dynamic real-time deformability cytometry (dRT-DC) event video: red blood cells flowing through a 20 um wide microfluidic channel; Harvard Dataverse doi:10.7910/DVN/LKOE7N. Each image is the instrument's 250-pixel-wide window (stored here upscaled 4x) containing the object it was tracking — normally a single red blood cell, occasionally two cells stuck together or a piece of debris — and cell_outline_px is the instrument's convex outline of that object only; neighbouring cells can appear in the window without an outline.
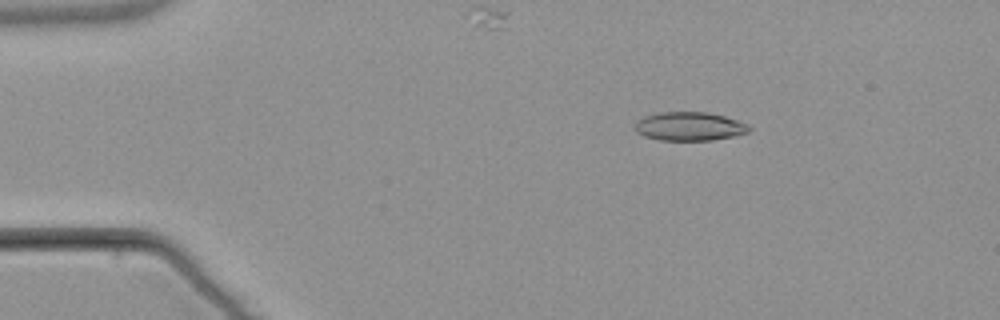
{"species": "common noctule bat (a hibernating species)", "species_latin": "Nyctalus noctula", "temperature_condition": "warm", "stored_images_in_passage": 4, "camera_frame_rate_fps": 3000, "um_per_image_px": 0.085, "animal": {"sex": "male", "body_mass_g": 21.5, "forearm_length_mm": 52.0}, "frame": {"image": 1, "passage_image": 2, "time_ms": 1.333, "image_size_px": [1000, 320], "cell_outline_px": [[752, 128], [748, 132], [736, 136], [712, 140], [660, 140], [644, 136], [636, 132], [636, 120], [644, 116], [660, 112], [708, 112], [724, 116], [748, 124]], "centroid_in_image_um": [58.62, 10.74], "position_along_channel_um": 26.4, "area_um2": 19.13}}
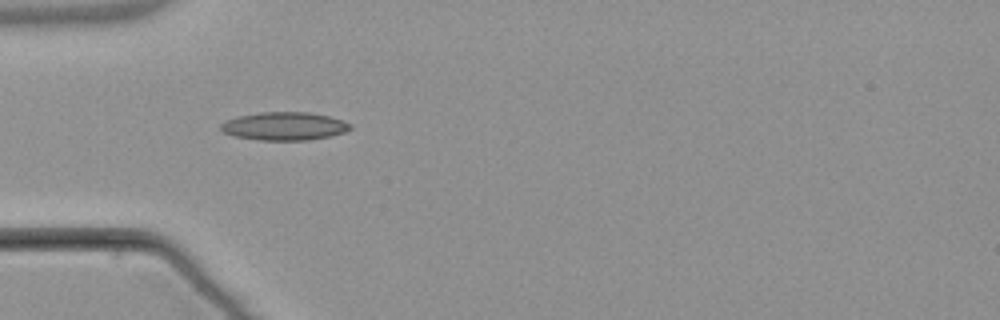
{"frame": {"image": 2, "passage_image": 4, "time_ms": 4.0, "image_size_px": [1000, 320], "cell_outline_px": [[352, 128], [344, 132], [328, 136], [308, 140], [260, 140], [236, 136], [224, 132], [220, 128], [220, 124], [236, 116], [260, 112], [308, 112], [328, 116], [344, 120], [352, 124]], "centroid_in_image_um": [24.19, 10.71], "position_along_channel_um": 60.8, "area_um2": 21.15}}